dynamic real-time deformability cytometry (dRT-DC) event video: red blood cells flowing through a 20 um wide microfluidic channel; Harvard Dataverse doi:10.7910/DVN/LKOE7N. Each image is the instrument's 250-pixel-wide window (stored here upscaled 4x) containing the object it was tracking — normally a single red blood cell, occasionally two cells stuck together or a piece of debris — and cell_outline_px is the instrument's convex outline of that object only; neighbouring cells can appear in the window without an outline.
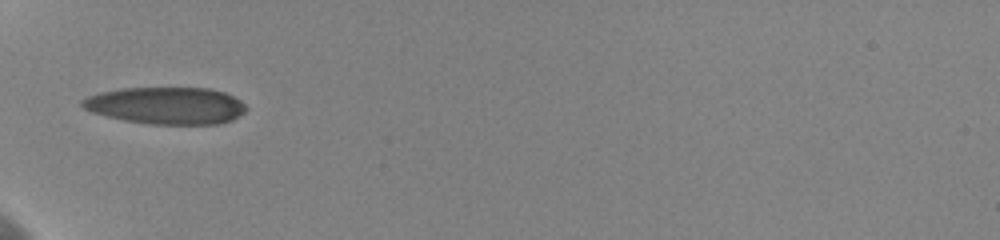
{"species": "human", "species_latin": "Homo sapiens", "temperature_condition": "cold", "stored_images_in_passage": 86, "camera_frame_rate_fps": 3000, "um_per_image_px": 0.085, "donor": {"sex": "female"}, "frame": {"image": 1, "passage_image": 34, "time_ms": 7.667, "image_size_px": [1000, 240], "cell_outline_px": [[248, 108], [244, 112], [232, 120], [216, 124], [148, 124], [124, 120], [92, 112], [84, 108], [80, 104], [80, 100], [88, 96], [100, 92], [120, 88], [208, 88], [224, 92], [240, 100]], "centroid_in_image_um": [14.12, 8.97], "position_along_channel_um": 70.9, "area_um2": 35.37}}